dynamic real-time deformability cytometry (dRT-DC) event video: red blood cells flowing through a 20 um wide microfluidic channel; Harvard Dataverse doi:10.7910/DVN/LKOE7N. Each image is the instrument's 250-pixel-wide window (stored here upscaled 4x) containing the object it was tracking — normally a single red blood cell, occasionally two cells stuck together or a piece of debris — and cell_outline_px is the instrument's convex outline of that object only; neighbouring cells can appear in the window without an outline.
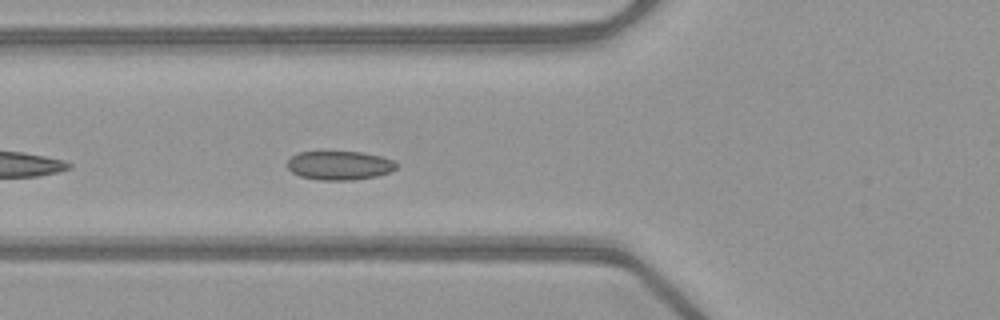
{"species": "common noctule bat (a hibernating species)", "species_latin": "Nyctalus noctula", "temperature_condition": "warm", "stored_images_in_passage": 34, "camera_frame_rate_fps": 3000, "um_per_image_px": 0.085, "animal": {"sex": "female", "body_mass_g": 21.9}, "frame": {"image": 1, "passage_image": 5, "time_ms": 1.333, "image_size_px": [1000, 320], "cell_outline_px": [[396, 168], [392, 172], [376, 176], [352, 180], [320, 180], [300, 176], [292, 172], [288, 168], [288, 160], [292, 156], [300, 152], [364, 152], [380, 156], [392, 160], [396, 164]], "centroid_in_image_um": [28.87, 14.06], "position_along_channel_um": 96.9, "area_um2": 18.26}}
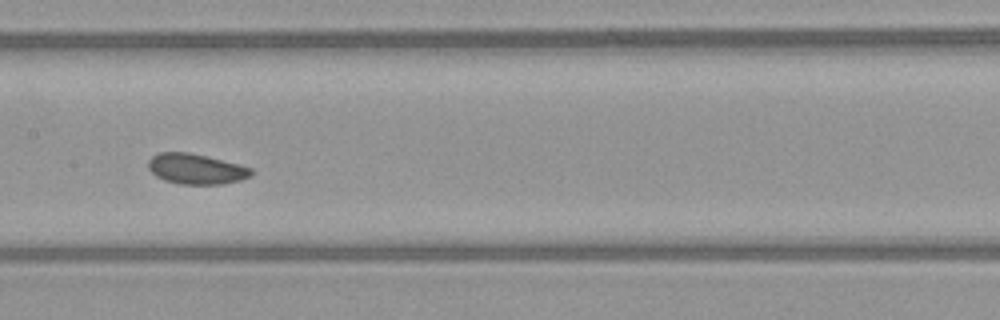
{"frame": {"image": 2, "passage_image": 12, "time_ms": 3.667, "image_size_px": [1000, 320], "cell_outline_px": [[252, 176], [240, 180], [220, 184], [180, 184], [164, 180], [156, 176], [148, 168], [148, 160], [152, 156], [160, 152], [188, 152], [252, 168]], "centroid_in_image_um": [16.63, 14.36], "position_along_channel_um": 190.8, "area_um2": 17.98}}
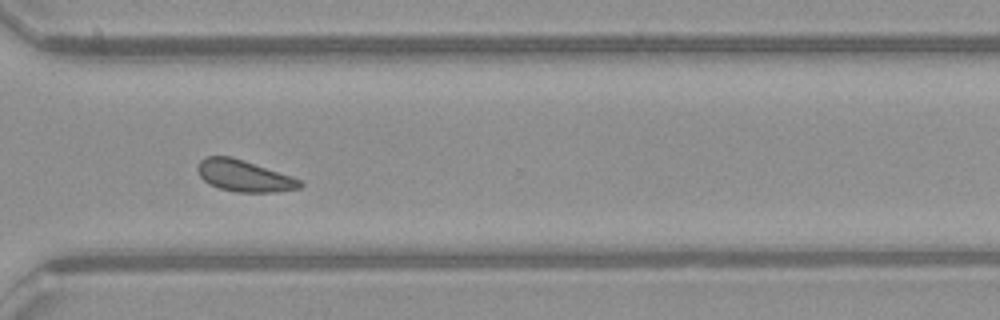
{"frame": {"image": 3, "passage_image": 24, "time_ms": 7.667, "image_size_px": [1000, 320], "cell_outline_px": [[304, 184], [300, 188], [272, 192], [236, 192], [220, 188], [208, 184], [200, 176], [196, 168], [200, 160], [208, 156], [232, 156], [244, 160], [300, 180]], "centroid_in_image_um": [20.7, 14.94], "position_along_channel_um": 349.9, "area_um2": 18.55}, "authors_computed_cell_mechanics": {"area_um2": 18.4671, "velocity_mm_per_s": 3.9855, "shape_relaxation_time_tau1_ms": 2.9656, "shape_relaxation_time_tau2_ms": 3.363, "deformation_change_tau1": 0.0346, "deformation_change_tau2": 0.0868}}